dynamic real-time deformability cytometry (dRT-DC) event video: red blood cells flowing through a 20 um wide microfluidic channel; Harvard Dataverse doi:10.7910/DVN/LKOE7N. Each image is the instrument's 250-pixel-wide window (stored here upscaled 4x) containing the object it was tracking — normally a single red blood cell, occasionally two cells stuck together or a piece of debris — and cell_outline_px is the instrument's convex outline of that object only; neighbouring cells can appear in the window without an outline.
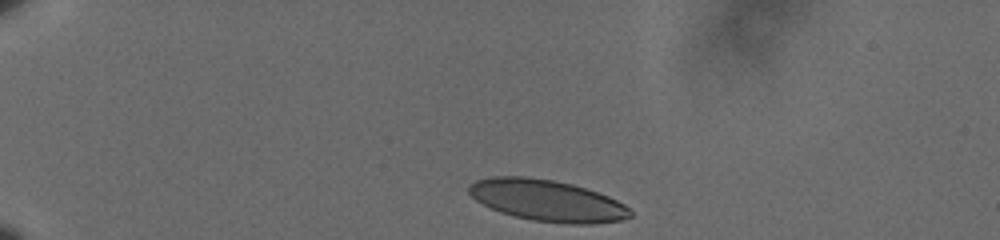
{"species": "human", "species_latin": "Homo sapiens", "temperature_condition": "cold", "stored_images_in_passage": 40, "camera_frame_rate_fps": 3000, "um_per_image_px": 0.085, "donor": {"sex": "male"}, "frame": {"image": 1, "passage_image": 1, "time_ms": 0.0, "image_size_px": [1000, 240], "cell_outline_px": [[632, 216], [624, 220], [592, 224], [568, 224], [532, 220], [500, 212], [476, 200], [468, 192], [468, 184], [476, 180], [492, 176], [524, 176], [552, 180], [572, 184], [608, 196], [624, 204], [632, 212]], "centroid_in_image_um": [46.51, 17.04], "position_along_channel_um": 38.5, "area_um2": 38.84}}
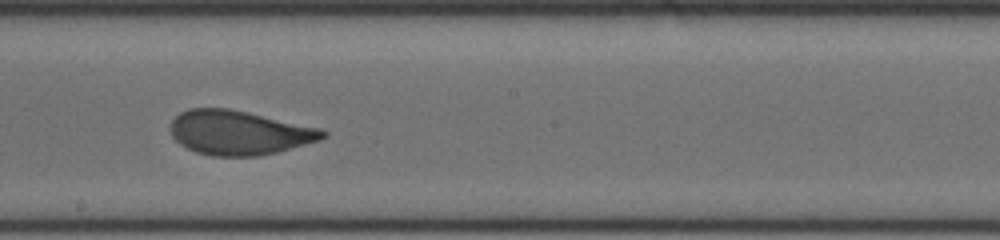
{"frame": {"image": 2, "passage_image": 23, "time_ms": 7.333, "image_size_px": [1000, 240], "cell_outline_px": [[328, 136], [320, 140], [276, 152], [260, 156], [212, 156], [196, 152], [180, 144], [172, 136], [172, 120], [180, 112], [188, 108], [228, 108], [248, 112], [320, 128], [328, 132]], "centroid_in_image_um": [20.34, 11.27], "position_along_channel_um": 227.9, "area_um2": 39.19}}
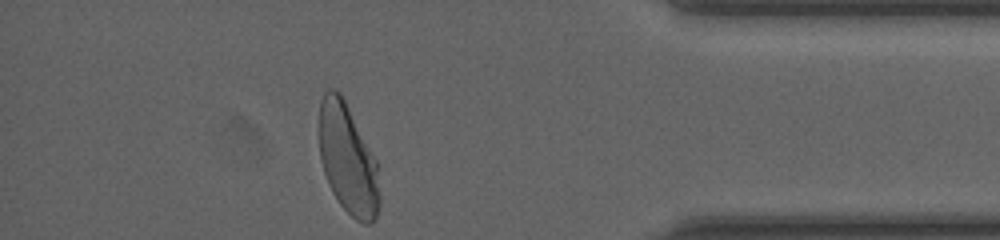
{"frame": {"image": 3, "passage_image": 40, "time_ms": 13.0, "image_size_px": [1000, 240], "cell_outline_px": [[380, 204], [376, 220], [372, 224], [364, 224], [356, 220], [340, 204], [332, 192], [328, 184], [320, 160], [316, 132], [320, 100], [324, 92], [328, 88], [336, 88], [340, 92], [376, 160], [380, 196]], "centroid_in_image_um": [29.51, 13.51], "position_along_channel_um": 405.7, "area_um2": 39.54}, "authors_computed_cell_mechanics": {"area_um2": 39.6508, "velocity_mm_per_s": 3.5895, "shape_relaxation_time_tau1_ms": 3.7109, "shape_relaxation_time_tau2_ms": null, "deformation_change_tau1": 0.1518, "deformation_change_tau2": null}}